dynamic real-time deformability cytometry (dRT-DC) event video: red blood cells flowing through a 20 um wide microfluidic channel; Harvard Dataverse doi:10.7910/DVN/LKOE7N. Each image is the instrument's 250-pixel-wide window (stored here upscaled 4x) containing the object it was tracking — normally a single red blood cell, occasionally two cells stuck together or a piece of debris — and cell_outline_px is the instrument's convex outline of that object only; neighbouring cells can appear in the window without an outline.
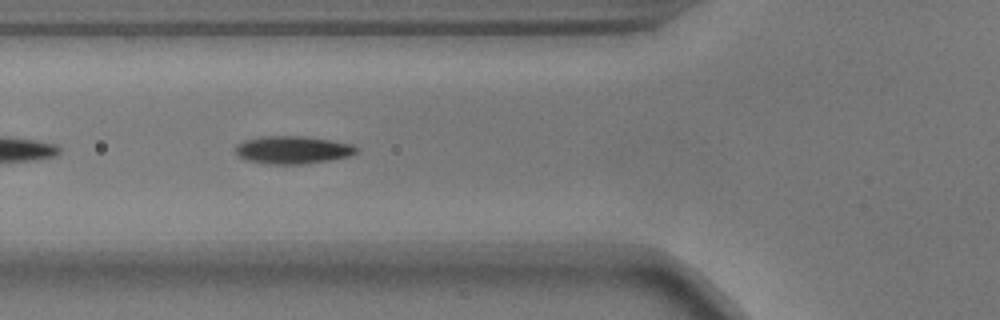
{"species": "common noctule bat (a hibernating species)", "species_latin": "Nyctalus noctula", "temperature_condition": "warm", "stored_images_in_passage": 16, "camera_frame_rate_fps": 3000, "um_per_image_px": 0.085, "animal": {"sex": "male", "body_mass_g": 17.9}, "frame": {"image": 1, "passage_image": 5, "time_ms": 1.333, "image_size_px": [1000, 320], "cell_outline_px": [[360, 152], [348, 156], [328, 160], [304, 164], [268, 164], [248, 160], [240, 156], [236, 152], [236, 144], [244, 140], [260, 136], [300, 136], [328, 140], [352, 144], [360, 148]], "centroid_in_image_um": [24.9, 12.74], "position_along_channel_um": 100.9, "area_um2": 19.48}}
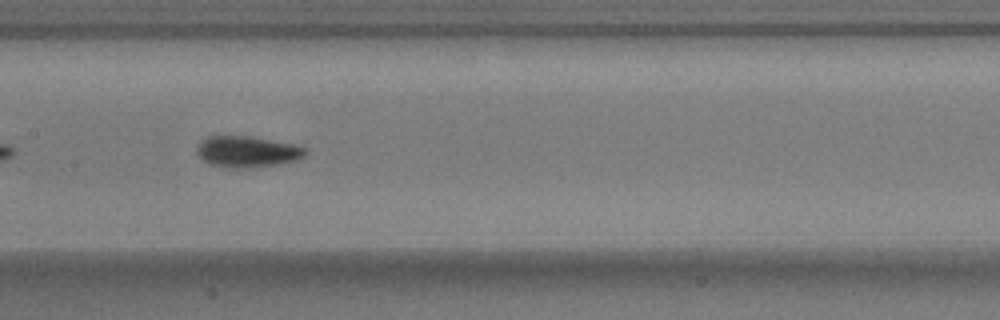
{"frame": {"image": 2, "passage_image": 12, "time_ms": 3.667, "image_size_px": [1000, 320], "cell_outline_px": [[308, 152], [304, 156], [296, 160], [276, 164], [248, 168], [232, 168], [208, 164], [196, 152], [196, 148], [200, 140], [216, 132], [252, 136], [292, 144], [308, 148]], "centroid_in_image_um": [20.94, 12.84], "position_along_channel_um": 186.5, "area_um2": 20.4}}